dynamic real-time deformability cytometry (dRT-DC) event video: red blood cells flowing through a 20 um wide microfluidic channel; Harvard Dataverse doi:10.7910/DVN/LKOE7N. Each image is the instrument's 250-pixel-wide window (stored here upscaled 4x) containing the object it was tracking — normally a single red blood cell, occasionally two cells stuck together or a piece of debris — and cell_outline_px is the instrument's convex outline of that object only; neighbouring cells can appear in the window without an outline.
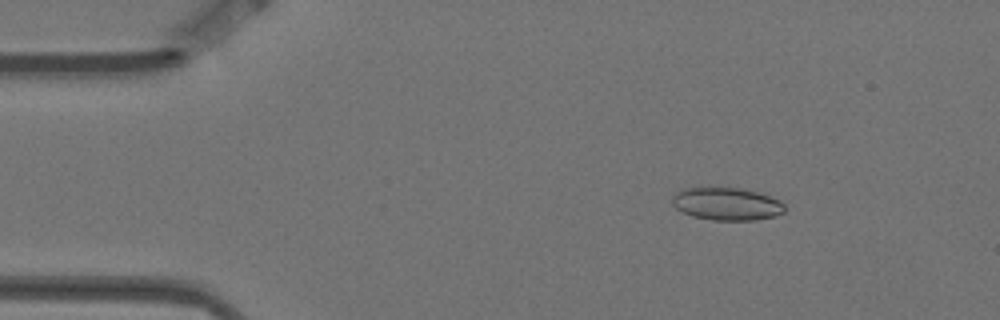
{"species": "Egyptian fruit bat (a non-hibernating species)", "species_latin": "Rousettus aegyptiacus", "temperature_condition": "warm", "stored_images_in_passage": 7, "camera_frame_rate_fps": 3000, "um_per_image_px": 0.085, "animal": {"sex": "female"}, "frame": {"image": 1, "passage_image": 3, "time_ms": 0.667, "image_size_px": [1000, 320], "cell_outline_px": [[784, 212], [776, 216], [756, 220], [712, 220], [692, 216], [676, 208], [672, 204], [672, 196], [676, 192], [688, 188], [744, 188], [760, 192], [780, 200], [784, 204]], "centroid_in_image_um": [61.81, 17.33], "position_along_channel_um": 23.2, "area_um2": 21.5}}
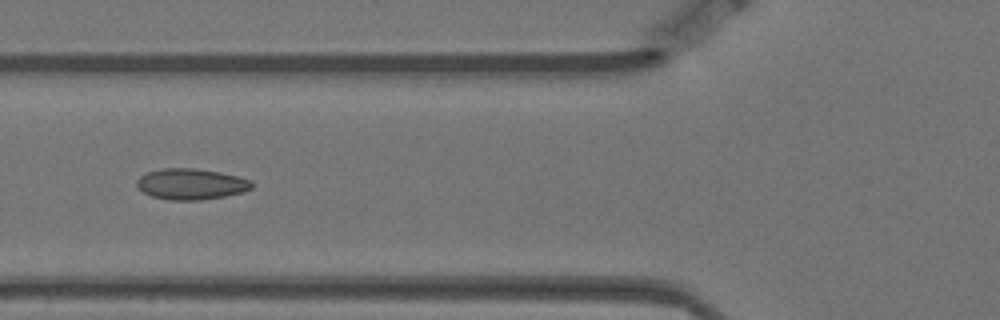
{"frame": {"image": 2, "passage_image": 6, "time_ms": 1.667, "image_size_px": [1000, 320], "cell_outline_px": [[252, 188], [244, 192], [224, 196], [200, 200], [168, 200], [152, 196], [144, 192], [136, 184], [136, 180], [140, 176], [148, 172], [160, 168], [196, 168], [220, 172], [252, 180]], "centroid_in_image_um": [16.24, 15.64], "position_along_channel_um": 109.6, "area_um2": 20.75}}
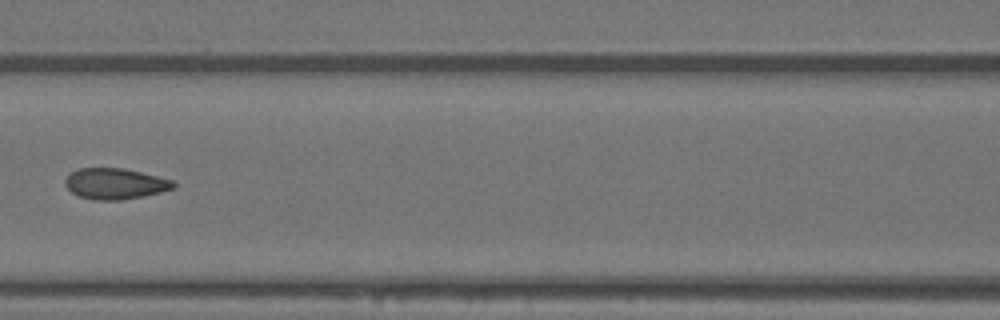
{"frame": {"image": 3, "passage_image": 7, "time_ms": 2.0, "image_size_px": [1000, 320], "cell_outline_px": [[176, 188], [144, 196], [120, 200], [92, 200], [80, 196], [72, 192], [64, 184], [64, 180], [72, 172], [80, 168], [124, 168], [172, 180], [176, 184]], "centroid_in_image_um": [9.79, 15.62], "position_along_channel_um": 156.8, "area_um2": 19.42}}